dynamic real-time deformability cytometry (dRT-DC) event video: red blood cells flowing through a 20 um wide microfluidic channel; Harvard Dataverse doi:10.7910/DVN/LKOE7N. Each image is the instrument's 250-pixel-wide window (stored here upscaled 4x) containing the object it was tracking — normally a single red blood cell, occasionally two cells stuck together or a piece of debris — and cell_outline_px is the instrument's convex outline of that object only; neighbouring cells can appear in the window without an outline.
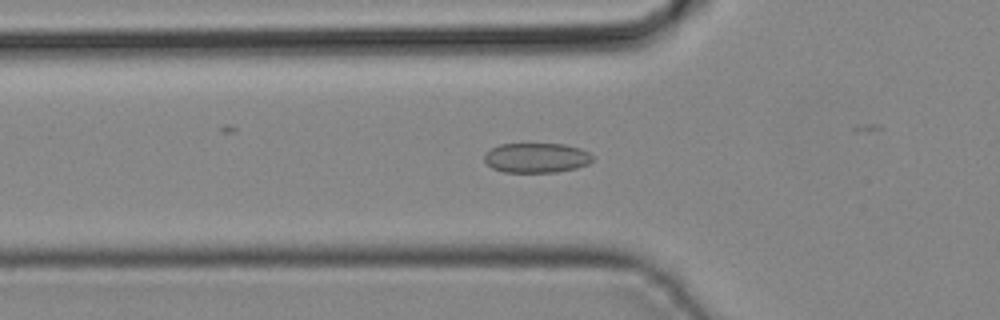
{"species": "common noctule bat (a hibernating species)", "species_latin": "Nyctalus noctula", "temperature_condition": "cold", "stored_images_in_passage": 42, "camera_frame_rate_fps": 3000, "um_per_image_px": 0.085, "animal": {"sex": "male", "body_mass_g": 19.2, "forearm_length_mm": 51.8}, "frame": {"image": 1, "passage_image": 14, "time_ms": 4.333, "image_size_px": [1000, 320], "cell_outline_px": [[592, 160], [588, 164], [576, 168], [556, 172], [504, 172], [492, 168], [484, 160], [484, 152], [500, 144], [564, 144], [580, 148], [588, 152], [592, 156]], "centroid_in_image_um": [45.58, 13.41], "position_along_channel_um": 80.2, "area_um2": 18.79}}
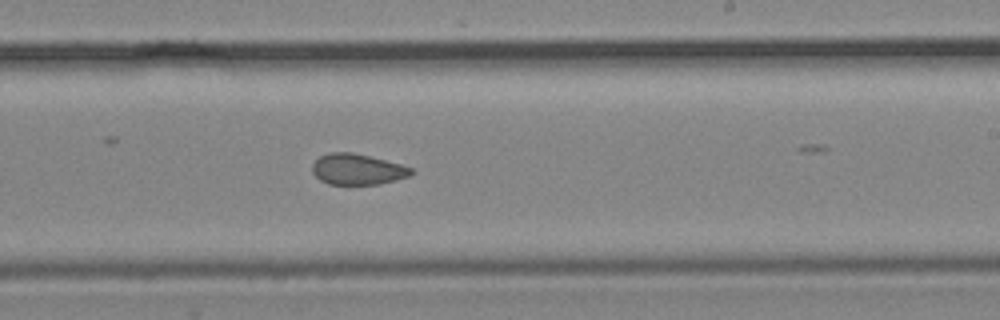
{"frame": {"image": 2, "passage_image": 25, "time_ms": 8.0, "image_size_px": [1000, 320], "cell_outline_px": [[416, 172], [408, 176], [396, 180], [380, 184], [328, 184], [320, 180], [312, 172], [312, 164], [320, 156], [328, 152], [352, 152], [400, 164], [412, 168]], "centroid_in_image_um": [30.37, 14.39], "position_along_channel_um": 258.6, "area_um2": 17.74}}
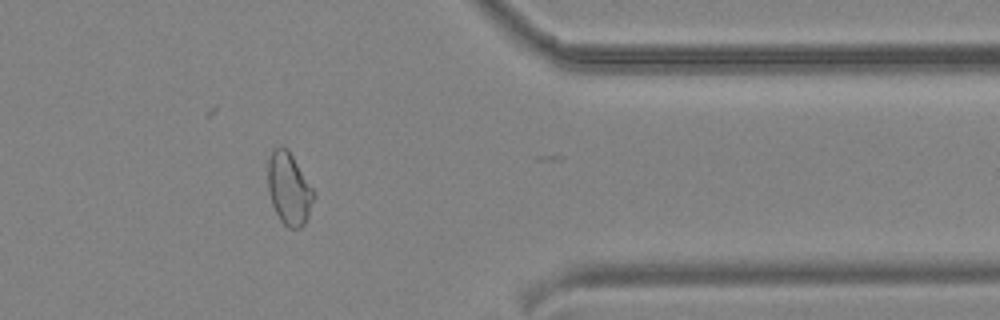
{"frame": {"image": 3, "passage_image": 34, "time_ms": 11.0, "image_size_px": [1000, 320], "cell_outline_px": [[316, 196], [308, 216], [304, 224], [300, 228], [288, 228], [280, 220], [272, 204], [268, 192], [268, 160], [272, 152], [280, 144], [288, 148], [316, 192]], "centroid_in_image_um": [24.58, 16.03], "position_along_channel_um": 386.8, "area_um2": 19.59}}